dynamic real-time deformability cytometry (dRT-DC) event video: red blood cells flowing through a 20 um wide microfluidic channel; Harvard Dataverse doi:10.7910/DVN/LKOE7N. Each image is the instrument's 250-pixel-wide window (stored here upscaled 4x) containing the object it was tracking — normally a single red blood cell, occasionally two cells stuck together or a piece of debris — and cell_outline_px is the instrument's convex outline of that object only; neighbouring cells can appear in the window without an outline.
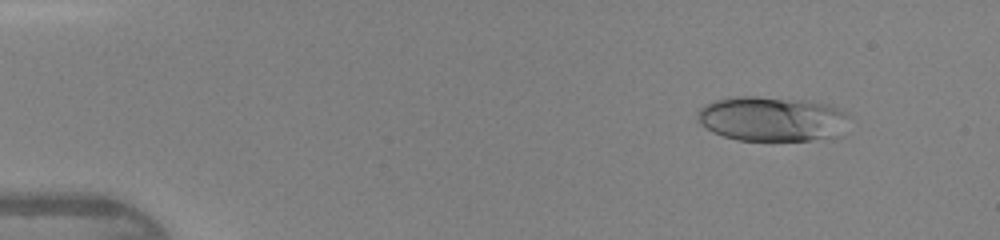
{"species": "human", "species_latin": "Homo sapiens", "temperature_condition": "warm", "stored_images_in_passage": 42, "camera_frame_rate_fps": 3000, "um_per_image_px": 0.085, "donor": {"sex": "female"}, "frame": {"image": 1, "passage_image": 1, "time_ms": 0.0, "image_size_px": [1000, 240], "cell_outline_px": [[848, 116], [844, 136], [808, 140], [736, 140], [712, 132], [700, 124], [696, 120], [696, 112], [700, 108], [716, 100], [736, 96], [756, 96], [808, 100], [832, 104], [848, 112]], "centroid_in_image_um": [65.68, 10.1], "position_along_channel_um": 19.3, "area_um2": 40.34}}
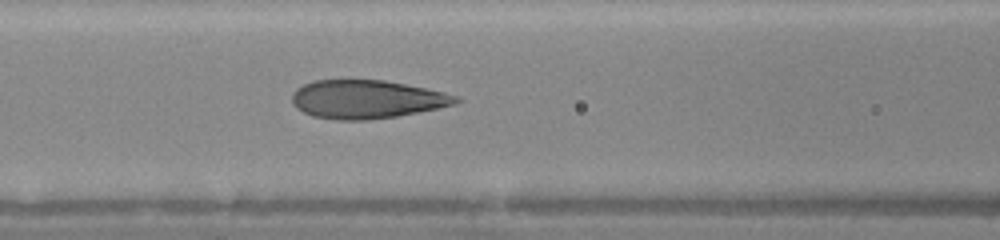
{"frame": {"image": 2, "passage_image": 16, "time_ms": 5.0, "image_size_px": [1000, 240], "cell_outline_px": [[464, 100], [456, 104], [396, 116], [368, 120], [336, 120], [312, 116], [296, 108], [292, 104], [292, 92], [296, 88], [312, 80], [384, 80], [428, 88], [460, 96]], "centroid_in_image_um": [31.17, 8.43], "position_along_channel_um": 135.4, "area_um2": 36.93}}
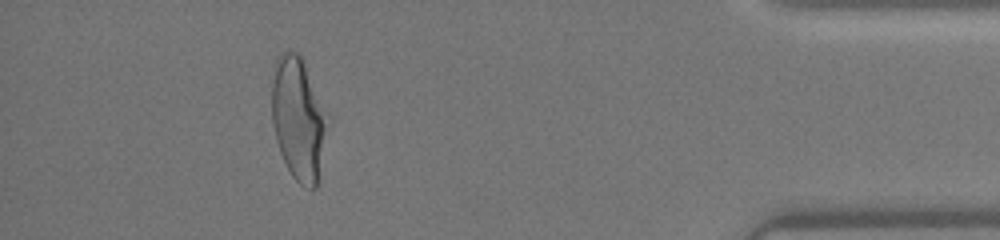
{"frame": {"image": 3, "passage_image": 38, "time_ms": 12.333, "image_size_px": [1000, 240], "cell_outline_px": [[328, 112], [316, 188], [304, 188], [292, 176], [280, 152], [276, 140], [272, 124], [272, 84], [276, 60], [288, 48], [300, 52], [304, 60]], "centroid_in_image_um": [25.35, 10.01], "position_along_channel_um": 409.9, "area_um2": 39.71}, "authors_computed_cell_mechanics": {"area_um2": 37.1076, "velocity_mm_per_s": 4.3723, "shape_relaxation_time_tau1_ms": 6.7097, "shape_relaxation_time_tau2_ms": 0.7816, "deformation_change_tau1": 0.2742, "deformation_change_tau2": 0.0825}}